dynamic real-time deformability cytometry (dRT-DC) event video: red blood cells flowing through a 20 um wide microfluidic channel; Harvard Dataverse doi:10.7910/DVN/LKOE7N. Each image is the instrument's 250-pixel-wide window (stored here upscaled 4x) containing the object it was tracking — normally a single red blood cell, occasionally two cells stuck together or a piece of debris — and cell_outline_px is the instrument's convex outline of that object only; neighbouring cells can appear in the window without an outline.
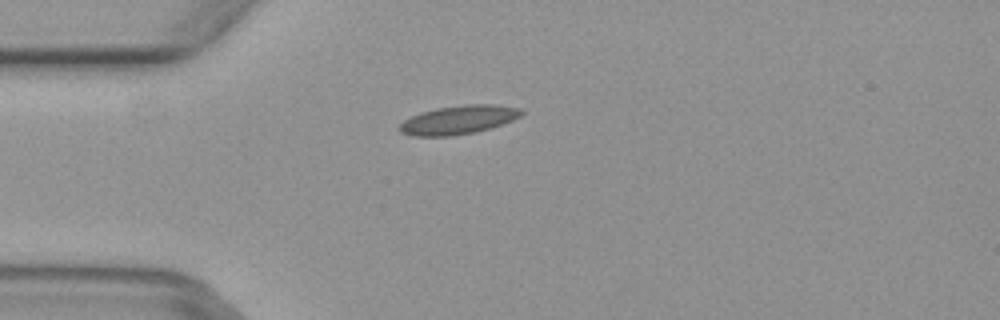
{"species": "common noctule bat (a hibernating species)", "species_latin": "Nyctalus noctula", "temperature_condition": "warm", "stored_images_in_passage": 6, "camera_frame_rate_fps": 3000, "um_per_image_px": 0.085, "animal": {"sex": "female", "body_mass_g": 29.2, "forearm_length_mm": 56.3}, "frame": {"image": 1, "passage_image": 4, "time_ms": 1.0, "image_size_px": [1000, 320], "cell_outline_px": [[524, 112], [520, 116], [512, 120], [492, 128], [476, 132], [448, 136], [412, 136], [400, 132], [396, 128], [404, 120], [420, 112], [436, 108], [464, 104], [496, 104], [520, 108]], "centroid_in_image_um": [38.96, 10.18], "position_along_channel_um": 46.0, "area_um2": 20.58}}
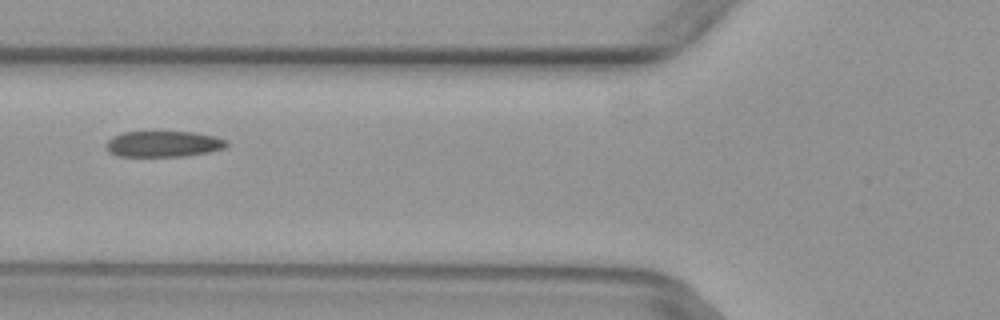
{"frame": {"image": 2, "passage_image": 6, "time_ms": 1.667, "image_size_px": [1000, 320], "cell_outline_px": [[228, 148], [188, 156], [116, 156], [108, 152], [104, 144], [112, 136], [124, 132], [156, 128], [196, 132], [228, 140]], "centroid_in_image_um": [13.87, 12.18], "position_along_channel_um": 111.9, "area_um2": 19.48}}